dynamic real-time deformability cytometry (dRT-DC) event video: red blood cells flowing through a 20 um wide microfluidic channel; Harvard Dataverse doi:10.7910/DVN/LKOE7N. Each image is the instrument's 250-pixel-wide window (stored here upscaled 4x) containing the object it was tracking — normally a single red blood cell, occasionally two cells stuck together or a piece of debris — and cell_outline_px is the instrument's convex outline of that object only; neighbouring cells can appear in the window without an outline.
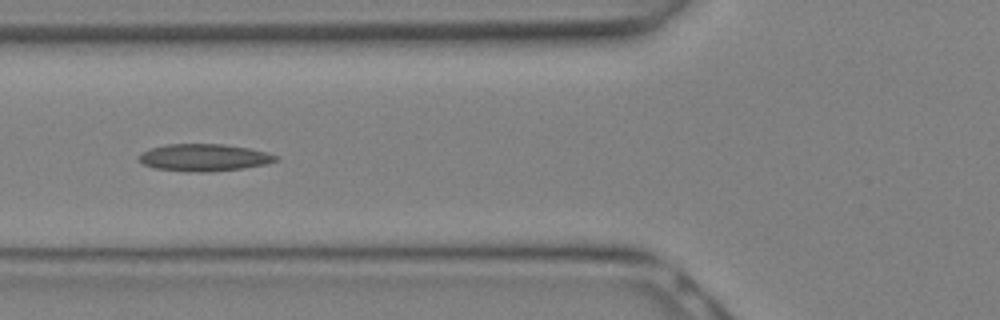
{"species": "Egyptian fruit bat (a non-hibernating species)", "species_latin": "Rousettus aegyptiacus", "temperature_condition": "warm", "stored_images_in_passage": 29, "camera_frame_rate_fps": 3000, "um_per_image_px": 0.085, "animal": {"sex": "female"}, "frame": {"image": 1, "passage_image": 11, "time_ms": 3.333, "image_size_px": [1000, 320], "cell_outline_px": [[280, 160], [264, 164], [244, 168], [208, 172], [200, 172], [152, 168], [144, 164], [136, 156], [140, 152], [148, 148], [168, 144], [224, 144], [248, 148], [280, 156]], "centroid_in_image_um": [17.31, 13.38], "position_along_channel_um": 108.5, "area_um2": 21.73}}
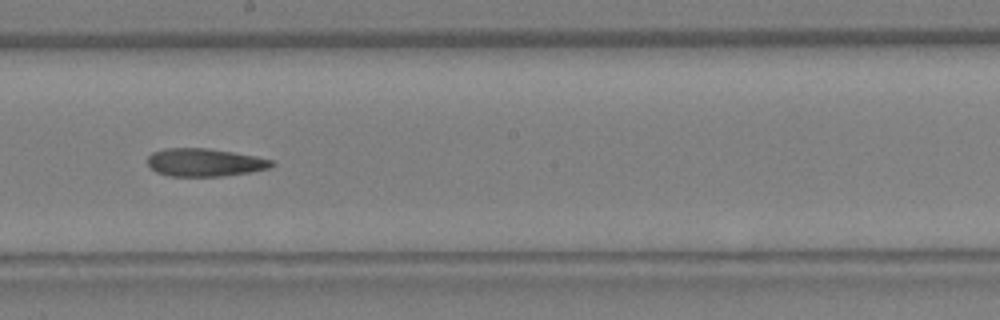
{"frame": {"image": 2, "passage_image": 16, "time_ms": 5.0, "image_size_px": [1000, 320], "cell_outline_px": [[276, 164], [268, 168], [248, 172], [224, 176], [168, 176], [156, 172], [148, 164], [148, 156], [152, 152], [164, 148], [208, 148], [256, 156], [272, 160]], "centroid_in_image_um": [17.38, 13.8], "position_along_channel_um": 230.8, "area_um2": 20.17}}
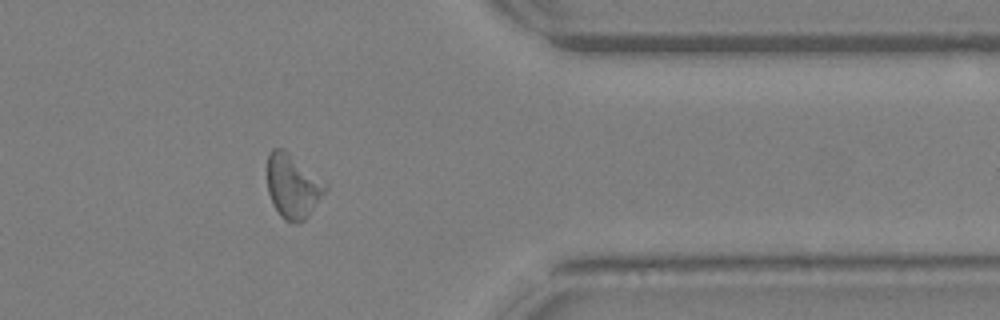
{"frame": {"image": 3, "passage_image": 23, "time_ms": 7.333, "image_size_px": [1000, 320], "cell_outline_px": [[328, 188], [308, 216], [304, 220], [296, 224], [292, 224], [284, 220], [280, 216], [272, 204], [268, 192], [268, 152], [272, 148], [284, 148], [328, 184]], "centroid_in_image_um": [24.88, 15.83], "position_along_channel_um": 386.5, "area_um2": 21.85}}